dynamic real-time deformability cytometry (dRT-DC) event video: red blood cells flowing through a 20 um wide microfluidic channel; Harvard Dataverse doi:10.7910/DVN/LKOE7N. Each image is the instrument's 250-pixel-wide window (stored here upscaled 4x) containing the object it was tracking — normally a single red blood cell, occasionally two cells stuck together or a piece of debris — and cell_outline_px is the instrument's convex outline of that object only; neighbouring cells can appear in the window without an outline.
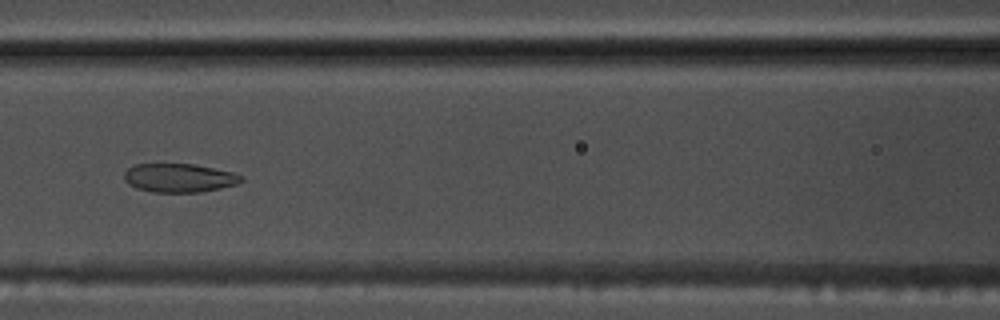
{"species": "common noctule bat (a hibernating species)", "species_latin": "Nyctalus noctula", "temperature_condition": "warm", "stored_images_in_passage": 44, "segment_of_instrument_passage": [1, 2], "camera_frame_rate_fps": 3000, "um_per_image_px": 0.085, "animal": {"sex": "male", "body_mass_g": 17.5, "forearm_length_mm": 52.3}, "frame": {"image": 1, "passage_image": 12, "time_ms": 3.667, "image_size_px": [1000, 320], "cell_outline_px": [[244, 180], [240, 184], [200, 192], [152, 192], [136, 188], [128, 184], [124, 180], [124, 172], [132, 164], [192, 164], [232, 172], [244, 176]], "centroid_in_image_um": [15.23, 15.12], "position_along_channel_um": 151.4, "area_um2": 19.71}}
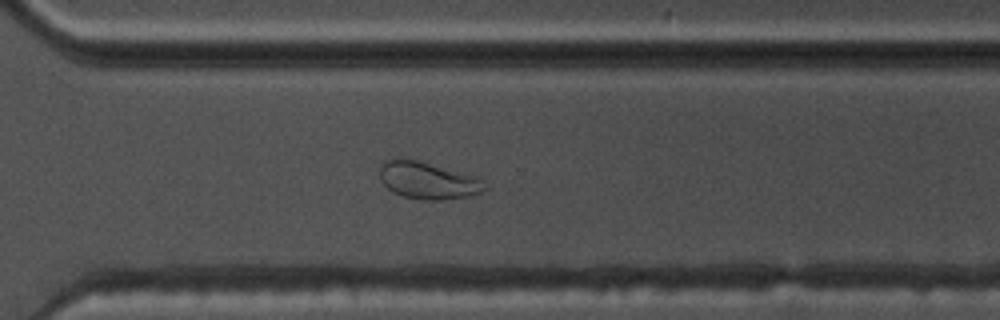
{"frame": {"image": 2, "passage_image": 27, "time_ms": 8.667, "image_size_px": [1000, 320], "cell_outline_px": [[488, 188], [480, 192], [468, 196], [440, 200], [424, 200], [404, 196], [392, 192], [380, 180], [380, 168], [384, 160], [420, 160], [472, 176], [484, 180], [488, 184]], "centroid_in_image_um": [36.38, 15.36], "position_along_channel_um": 334.2, "area_um2": 22.37}}
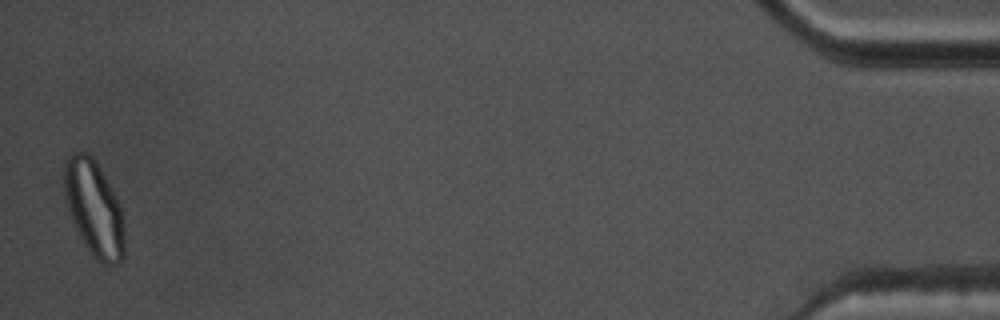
{"frame": {"image": 3, "passage_image": 42, "time_ms": 13.667, "image_size_px": [1000, 320], "cell_outline_px": [[124, 256], [116, 264], [104, 264], [96, 260], [92, 256], [84, 244], [72, 220], [68, 208], [64, 192], [64, 160], [72, 152], [88, 152], [92, 156], [100, 168], [116, 196], [124, 220]], "centroid_in_image_um": [7.99, 17.7], "position_along_channel_um": 427.2, "area_um2": 33.58}}